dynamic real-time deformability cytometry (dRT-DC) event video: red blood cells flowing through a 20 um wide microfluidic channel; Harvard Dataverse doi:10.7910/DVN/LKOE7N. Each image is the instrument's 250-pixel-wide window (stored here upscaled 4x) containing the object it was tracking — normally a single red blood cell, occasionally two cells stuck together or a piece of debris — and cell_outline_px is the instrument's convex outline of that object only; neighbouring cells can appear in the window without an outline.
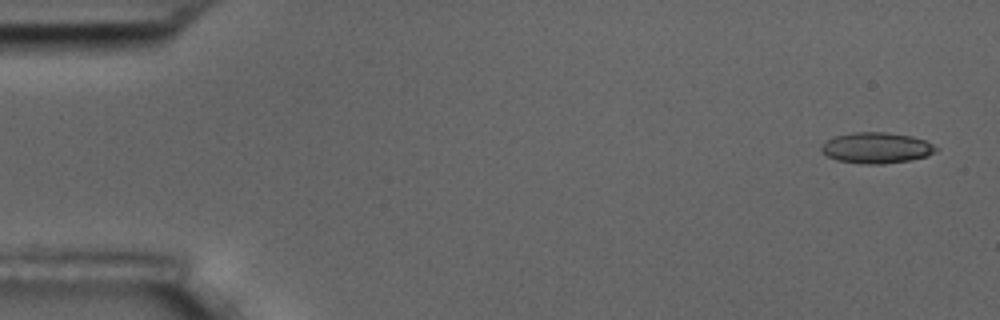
{"species": "common noctule bat (a hibernating species)", "species_latin": "Nyctalus noctula", "temperature_condition": "room temperature", "stored_images_in_passage": 4, "camera_frame_rate_fps": 3000, "um_per_image_px": 0.085, "animal": {"sex": "male", "body_mass_g": 17.5, "forearm_length_mm": 52.3}, "frame": {"image": 1, "passage_image": 1, "time_ms": 0.0, "image_size_px": [1000, 320], "cell_outline_px": [[940, 148], [936, 152], [928, 156], [908, 160], [884, 164], [864, 164], [836, 160], [820, 152], [820, 148], [828, 140], [836, 136], [852, 132], [888, 132], [912, 136], [924, 140]], "centroid_in_image_um": [74.52, 12.57], "position_along_channel_um": 10.5, "area_um2": 20.69}}
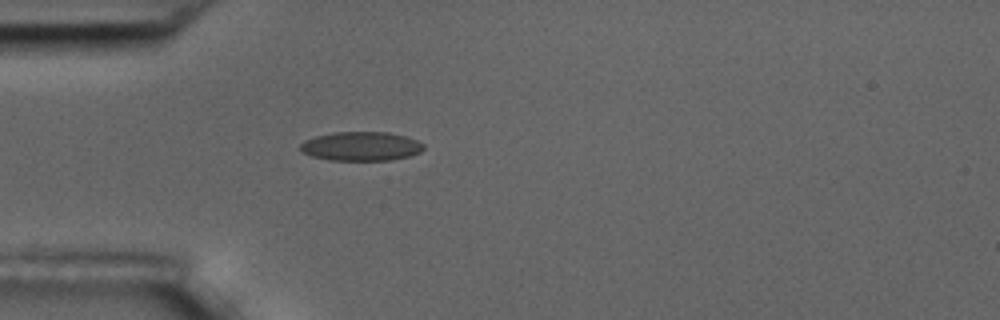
{"frame": {"image": 2, "passage_image": 4, "time_ms": 4.667, "image_size_px": [1000, 320], "cell_outline_px": [[424, 148], [420, 152], [408, 156], [392, 160], [328, 160], [312, 156], [304, 152], [300, 148], [300, 144], [304, 140], [316, 136], [332, 132], [388, 132], [404, 136], [416, 140], [424, 144]], "centroid_in_image_um": [30.68, 12.43], "position_along_channel_um": 54.3, "area_um2": 20.81}}